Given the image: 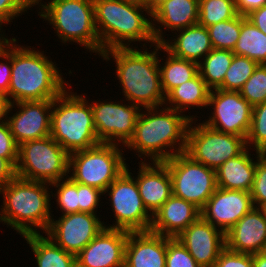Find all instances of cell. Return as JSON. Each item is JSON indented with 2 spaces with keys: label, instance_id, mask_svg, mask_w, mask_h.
<instances>
[{
  "label": "cell",
  "instance_id": "cell-9",
  "mask_svg": "<svg viewBox=\"0 0 266 267\" xmlns=\"http://www.w3.org/2000/svg\"><path fill=\"white\" fill-rule=\"evenodd\" d=\"M122 151L117 144L100 143L71 153L69 172L72 174L69 177L74 182L93 186L104 192L127 167Z\"/></svg>",
  "mask_w": 266,
  "mask_h": 267
},
{
  "label": "cell",
  "instance_id": "cell-23",
  "mask_svg": "<svg viewBox=\"0 0 266 267\" xmlns=\"http://www.w3.org/2000/svg\"><path fill=\"white\" fill-rule=\"evenodd\" d=\"M200 216L201 212L198 207L172 195L153 215L150 231L176 238Z\"/></svg>",
  "mask_w": 266,
  "mask_h": 267
},
{
  "label": "cell",
  "instance_id": "cell-44",
  "mask_svg": "<svg viewBox=\"0 0 266 267\" xmlns=\"http://www.w3.org/2000/svg\"><path fill=\"white\" fill-rule=\"evenodd\" d=\"M30 9L25 0H0V26Z\"/></svg>",
  "mask_w": 266,
  "mask_h": 267
},
{
  "label": "cell",
  "instance_id": "cell-21",
  "mask_svg": "<svg viewBox=\"0 0 266 267\" xmlns=\"http://www.w3.org/2000/svg\"><path fill=\"white\" fill-rule=\"evenodd\" d=\"M140 161L136 182L143 204L153 216L173 195L172 179L164 162Z\"/></svg>",
  "mask_w": 266,
  "mask_h": 267
},
{
  "label": "cell",
  "instance_id": "cell-54",
  "mask_svg": "<svg viewBox=\"0 0 266 267\" xmlns=\"http://www.w3.org/2000/svg\"><path fill=\"white\" fill-rule=\"evenodd\" d=\"M128 1H133V2L140 3V4H142V3H143V0H128Z\"/></svg>",
  "mask_w": 266,
  "mask_h": 267
},
{
  "label": "cell",
  "instance_id": "cell-10",
  "mask_svg": "<svg viewBox=\"0 0 266 267\" xmlns=\"http://www.w3.org/2000/svg\"><path fill=\"white\" fill-rule=\"evenodd\" d=\"M164 163L172 179L173 195L201 210L217 189L216 171L194 161L185 152L174 155Z\"/></svg>",
  "mask_w": 266,
  "mask_h": 267
},
{
  "label": "cell",
  "instance_id": "cell-37",
  "mask_svg": "<svg viewBox=\"0 0 266 267\" xmlns=\"http://www.w3.org/2000/svg\"><path fill=\"white\" fill-rule=\"evenodd\" d=\"M50 185L57 188L56 194L52 197L57 198L56 203L61 209L62 215L79 212L77 182H74L68 175L64 180L53 182Z\"/></svg>",
  "mask_w": 266,
  "mask_h": 267
},
{
  "label": "cell",
  "instance_id": "cell-11",
  "mask_svg": "<svg viewBox=\"0 0 266 267\" xmlns=\"http://www.w3.org/2000/svg\"><path fill=\"white\" fill-rule=\"evenodd\" d=\"M187 132L185 153L194 161L217 170L230 158L238 156L247 146L246 140L235 134L219 132L204 123L192 126Z\"/></svg>",
  "mask_w": 266,
  "mask_h": 267
},
{
  "label": "cell",
  "instance_id": "cell-28",
  "mask_svg": "<svg viewBox=\"0 0 266 267\" xmlns=\"http://www.w3.org/2000/svg\"><path fill=\"white\" fill-rule=\"evenodd\" d=\"M32 249L38 267H77L76 256L41 234L22 236Z\"/></svg>",
  "mask_w": 266,
  "mask_h": 267
},
{
  "label": "cell",
  "instance_id": "cell-13",
  "mask_svg": "<svg viewBox=\"0 0 266 267\" xmlns=\"http://www.w3.org/2000/svg\"><path fill=\"white\" fill-rule=\"evenodd\" d=\"M207 106H213V113L202 123L219 132L235 134L246 140L253 107L240 92L212 89Z\"/></svg>",
  "mask_w": 266,
  "mask_h": 267
},
{
  "label": "cell",
  "instance_id": "cell-4",
  "mask_svg": "<svg viewBox=\"0 0 266 267\" xmlns=\"http://www.w3.org/2000/svg\"><path fill=\"white\" fill-rule=\"evenodd\" d=\"M93 5L101 54L112 48H129L135 41L157 44L151 18L142 15L144 11L150 17L151 14L142 4L128 0H93Z\"/></svg>",
  "mask_w": 266,
  "mask_h": 267
},
{
  "label": "cell",
  "instance_id": "cell-55",
  "mask_svg": "<svg viewBox=\"0 0 266 267\" xmlns=\"http://www.w3.org/2000/svg\"><path fill=\"white\" fill-rule=\"evenodd\" d=\"M5 92L0 88V96H5Z\"/></svg>",
  "mask_w": 266,
  "mask_h": 267
},
{
  "label": "cell",
  "instance_id": "cell-24",
  "mask_svg": "<svg viewBox=\"0 0 266 267\" xmlns=\"http://www.w3.org/2000/svg\"><path fill=\"white\" fill-rule=\"evenodd\" d=\"M199 0H167L151 15L153 35L157 44L164 42L162 25L167 30L177 31L196 25L199 21ZM156 21V22H155ZM155 22V23H154ZM158 27V28H157Z\"/></svg>",
  "mask_w": 266,
  "mask_h": 267
},
{
  "label": "cell",
  "instance_id": "cell-30",
  "mask_svg": "<svg viewBox=\"0 0 266 267\" xmlns=\"http://www.w3.org/2000/svg\"><path fill=\"white\" fill-rule=\"evenodd\" d=\"M232 52L258 64H266V34L246 19V16L241 15V30Z\"/></svg>",
  "mask_w": 266,
  "mask_h": 267
},
{
  "label": "cell",
  "instance_id": "cell-36",
  "mask_svg": "<svg viewBox=\"0 0 266 267\" xmlns=\"http://www.w3.org/2000/svg\"><path fill=\"white\" fill-rule=\"evenodd\" d=\"M253 107L266 102V64H259L239 91Z\"/></svg>",
  "mask_w": 266,
  "mask_h": 267
},
{
  "label": "cell",
  "instance_id": "cell-47",
  "mask_svg": "<svg viewBox=\"0 0 266 267\" xmlns=\"http://www.w3.org/2000/svg\"><path fill=\"white\" fill-rule=\"evenodd\" d=\"M15 176V167L7 159L0 157V187L5 186Z\"/></svg>",
  "mask_w": 266,
  "mask_h": 267
},
{
  "label": "cell",
  "instance_id": "cell-6",
  "mask_svg": "<svg viewBox=\"0 0 266 267\" xmlns=\"http://www.w3.org/2000/svg\"><path fill=\"white\" fill-rule=\"evenodd\" d=\"M50 136L69 154L101 143L97 138L91 103L85 96L65 89L53 99Z\"/></svg>",
  "mask_w": 266,
  "mask_h": 267
},
{
  "label": "cell",
  "instance_id": "cell-43",
  "mask_svg": "<svg viewBox=\"0 0 266 267\" xmlns=\"http://www.w3.org/2000/svg\"><path fill=\"white\" fill-rule=\"evenodd\" d=\"M0 58L6 60V63L0 61V88L7 93L11 79L12 68V39H7L0 49ZM2 62V63H1ZM8 62V63H7Z\"/></svg>",
  "mask_w": 266,
  "mask_h": 267
},
{
  "label": "cell",
  "instance_id": "cell-29",
  "mask_svg": "<svg viewBox=\"0 0 266 267\" xmlns=\"http://www.w3.org/2000/svg\"><path fill=\"white\" fill-rule=\"evenodd\" d=\"M159 49L168 53L165 65L162 67L159 63L161 86L166 96L175 87L194 78L199 73V64L174 56L161 44Z\"/></svg>",
  "mask_w": 266,
  "mask_h": 267
},
{
  "label": "cell",
  "instance_id": "cell-49",
  "mask_svg": "<svg viewBox=\"0 0 266 267\" xmlns=\"http://www.w3.org/2000/svg\"><path fill=\"white\" fill-rule=\"evenodd\" d=\"M167 0H143L142 5L148 10L152 15L163 3Z\"/></svg>",
  "mask_w": 266,
  "mask_h": 267
},
{
  "label": "cell",
  "instance_id": "cell-2",
  "mask_svg": "<svg viewBox=\"0 0 266 267\" xmlns=\"http://www.w3.org/2000/svg\"><path fill=\"white\" fill-rule=\"evenodd\" d=\"M158 109L145 108L147 113H139L134 134L125 146L136 150L140 158L145 155L152 162H165L185 152L188 128L194 117L167 107Z\"/></svg>",
  "mask_w": 266,
  "mask_h": 267
},
{
  "label": "cell",
  "instance_id": "cell-45",
  "mask_svg": "<svg viewBox=\"0 0 266 267\" xmlns=\"http://www.w3.org/2000/svg\"><path fill=\"white\" fill-rule=\"evenodd\" d=\"M254 26L266 34V4L246 15Z\"/></svg>",
  "mask_w": 266,
  "mask_h": 267
},
{
  "label": "cell",
  "instance_id": "cell-1",
  "mask_svg": "<svg viewBox=\"0 0 266 267\" xmlns=\"http://www.w3.org/2000/svg\"><path fill=\"white\" fill-rule=\"evenodd\" d=\"M150 53L147 48L143 51L136 47L108 49L100 56L103 60H110L111 56L116 63L117 79L121 83L126 101L142 108L162 107L165 95L161 86L159 69V44Z\"/></svg>",
  "mask_w": 266,
  "mask_h": 267
},
{
  "label": "cell",
  "instance_id": "cell-8",
  "mask_svg": "<svg viewBox=\"0 0 266 267\" xmlns=\"http://www.w3.org/2000/svg\"><path fill=\"white\" fill-rule=\"evenodd\" d=\"M16 176L51 184L69 173V153L51 136L19 145Z\"/></svg>",
  "mask_w": 266,
  "mask_h": 267
},
{
  "label": "cell",
  "instance_id": "cell-3",
  "mask_svg": "<svg viewBox=\"0 0 266 267\" xmlns=\"http://www.w3.org/2000/svg\"><path fill=\"white\" fill-rule=\"evenodd\" d=\"M16 41L12 38L11 79L5 96L11 103L58 97L67 87L59 68L43 51L20 46Z\"/></svg>",
  "mask_w": 266,
  "mask_h": 267
},
{
  "label": "cell",
  "instance_id": "cell-48",
  "mask_svg": "<svg viewBox=\"0 0 266 267\" xmlns=\"http://www.w3.org/2000/svg\"><path fill=\"white\" fill-rule=\"evenodd\" d=\"M13 106L14 103H11L6 96H0V124L7 122L8 113L12 111Z\"/></svg>",
  "mask_w": 266,
  "mask_h": 267
},
{
  "label": "cell",
  "instance_id": "cell-31",
  "mask_svg": "<svg viewBox=\"0 0 266 267\" xmlns=\"http://www.w3.org/2000/svg\"><path fill=\"white\" fill-rule=\"evenodd\" d=\"M234 53L231 50L212 49L199 63V73L207 87L218 89L230 67Z\"/></svg>",
  "mask_w": 266,
  "mask_h": 267
},
{
  "label": "cell",
  "instance_id": "cell-16",
  "mask_svg": "<svg viewBox=\"0 0 266 267\" xmlns=\"http://www.w3.org/2000/svg\"><path fill=\"white\" fill-rule=\"evenodd\" d=\"M253 208L250 192L217 187L200 212L204 220L225 234Z\"/></svg>",
  "mask_w": 266,
  "mask_h": 267
},
{
  "label": "cell",
  "instance_id": "cell-38",
  "mask_svg": "<svg viewBox=\"0 0 266 267\" xmlns=\"http://www.w3.org/2000/svg\"><path fill=\"white\" fill-rule=\"evenodd\" d=\"M165 267H201L177 238L167 237Z\"/></svg>",
  "mask_w": 266,
  "mask_h": 267
},
{
  "label": "cell",
  "instance_id": "cell-40",
  "mask_svg": "<svg viewBox=\"0 0 266 267\" xmlns=\"http://www.w3.org/2000/svg\"><path fill=\"white\" fill-rule=\"evenodd\" d=\"M19 145L16 143L8 122L0 124V157L7 159L14 167L18 161Z\"/></svg>",
  "mask_w": 266,
  "mask_h": 267
},
{
  "label": "cell",
  "instance_id": "cell-5",
  "mask_svg": "<svg viewBox=\"0 0 266 267\" xmlns=\"http://www.w3.org/2000/svg\"><path fill=\"white\" fill-rule=\"evenodd\" d=\"M48 186L51 185L15 176L0 187V194L4 198L0 222L11 226L23 236L40 234L37 227L46 233L52 219Z\"/></svg>",
  "mask_w": 266,
  "mask_h": 267
},
{
  "label": "cell",
  "instance_id": "cell-35",
  "mask_svg": "<svg viewBox=\"0 0 266 267\" xmlns=\"http://www.w3.org/2000/svg\"><path fill=\"white\" fill-rule=\"evenodd\" d=\"M266 154V102L253 106L246 146ZM254 145V146H253Z\"/></svg>",
  "mask_w": 266,
  "mask_h": 267
},
{
  "label": "cell",
  "instance_id": "cell-14",
  "mask_svg": "<svg viewBox=\"0 0 266 267\" xmlns=\"http://www.w3.org/2000/svg\"><path fill=\"white\" fill-rule=\"evenodd\" d=\"M91 103L98 140L101 143L117 145L120 142L125 147L134 134L142 108L132 103L123 104L105 100Z\"/></svg>",
  "mask_w": 266,
  "mask_h": 267
},
{
  "label": "cell",
  "instance_id": "cell-50",
  "mask_svg": "<svg viewBox=\"0 0 266 267\" xmlns=\"http://www.w3.org/2000/svg\"><path fill=\"white\" fill-rule=\"evenodd\" d=\"M253 267H266V251L253 254Z\"/></svg>",
  "mask_w": 266,
  "mask_h": 267
},
{
  "label": "cell",
  "instance_id": "cell-20",
  "mask_svg": "<svg viewBox=\"0 0 266 267\" xmlns=\"http://www.w3.org/2000/svg\"><path fill=\"white\" fill-rule=\"evenodd\" d=\"M225 247L251 255L266 251V218L260 208L254 207L225 233Z\"/></svg>",
  "mask_w": 266,
  "mask_h": 267
},
{
  "label": "cell",
  "instance_id": "cell-26",
  "mask_svg": "<svg viewBox=\"0 0 266 267\" xmlns=\"http://www.w3.org/2000/svg\"><path fill=\"white\" fill-rule=\"evenodd\" d=\"M253 160L248 147L227 160L216 170L217 187L251 192L256 171V161Z\"/></svg>",
  "mask_w": 266,
  "mask_h": 267
},
{
  "label": "cell",
  "instance_id": "cell-42",
  "mask_svg": "<svg viewBox=\"0 0 266 267\" xmlns=\"http://www.w3.org/2000/svg\"><path fill=\"white\" fill-rule=\"evenodd\" d=\"M214 267H253V256L234 252L225 247L219 254Z\"/></svg>",
  "mask_w": 266,
  "mask_h": 267
},
{
  "label": "cell",
  "instance_id": "cell-27",
  "mask_svg": "<svg viewBox=\"0 0 266 267\" xmlns=\"http://www.w3.org/2000/svg\"><path fill=\"white\" fill-rule=\"evenodd\" d=\"M210 89L198 73L194 78L172 89L165 97L167 108L184 112L183 109L196 107H207Z\"/></svg>",
  "mask_w": 266,
  "mask_h": 267
},
{
  "label": "cell",
  "instance_id": "cell-12",
  "mask_svg": "<svg viewBox=\"0 0 266 267\" xmlns=\"http://www.w3.org/2000/svg\"><path fill=\"white\" fill-rule=\"evenodd\" d=\"M128 167L106 188L114 212L115 225L109 229H122L129 232L150 231L153 216L149 214L139 194L136 178ZM110 190V191H109Z\"/></svg>",
  "mask_w": 266,
  "mask_h": 267
},
{
  "label": "cell",
  "instance_id": "cell-25",
  "mask_svg": "<svg viewBox=\"0 0 266 267\" xmlns=\"http://www.w3.org/2000/svg\"><path fill=\"white\" fill-rule=\"evenodd\" d=\"M178 31L179 35L173 42L166 39L161 43L174 56L199 64L200 58L203 59L213 49L207 27L196 24Z\"/></svg>",
  "mask_w": 266,
  "mask_h": 267
},
{
  "label": "cell",
  "instance_id": "cell-34",
  "mask_svg": "<svg viewBox=\"0 0 266 267\" xmlns=\"http://www.w3.org/2000/svg\"><path fill=\"white\" fill-rule=\"evenodd\" d=\"M259 64L245 56L235 55L228 68L224 81L218 89L240 91Z\"/></svg>",
  "mask_w": 266,
  "mask_h": 267
},
{
  "label": "cell",
  "instance_id": "cell-41",
  "mask_svg": "<svg viewBox=\"0 0 266 267\" xmlns=\"http://www.w3.org/2000/svg\"><path fill=\"white\" fill-rule=\"evenodd\" d=\"M79 212H87L97 214V209L100 197L103 193L100 189L77 183Z\"/></svg>",
  "mask_w": 266,
  "mask_h": 267
},
{
  "label": "cell",
  "instance_id": "cell-18",
  "mask_svg": "<svg viewBox=\"0 0 266 267\" xmlns=\"http://www.w3.org/2000/svg\"><path fill=\"white\" fill-rule=\"evenodd\" d=\"M52 102L53 99L15 103L19 111L7 122L18 145L50 136Z\"/></svg>",
  "mask_w": 266,
  "mask_h": 267
},
{
  "label": "cell",
  "instance_id": "cell-52",
  "mask_svg": "<svg viewBox=\"0 0 266 267\" xmlns=\"http://www.w3.org/2000/svg\"><path fill=\"white\" fill-rule=\"evenodd\" d=\"M3 27L0 26V33H1V29ZM5 34L2 35V33L0 34V49L2 48L3 44L5 43V41L8 39V38H5L4 37Z\"/></svg>",
  "mask_w": 266,
  "mask_h": 267
},
{
  "label": "cell",
  "instance_id": "cell-39",
  "mask_svg": "<svg viewBox=\"0 0 266 267\" xmlns=\"http://www.w3.org/2000/svg\"><path fill=\"white\" fill-rule=\"evenodd\" d=\"M256 155V171L250 193L254 207L261 208L266 204V154L256 151Z\"/></svg>",
  "mask_w": 266,
  "mask_h": 267
},
{
  "label": "cell",
  "instance_id": "cell-46",
  "mask_svg": "<svg viewBox=\"0 0 266 267\" xmlns=\"http://www.w3.org/2000/svg\"><path fill=\"white\" fill-rule=\"evenodd\" d=\"M266 4V0H235L238 14L246 16Z\"/></svg>",
  "mask_w": 266,
  "mask_h": 267
},
{
  "label": "cell",
  "instance_id": "cell-22",
  "mask_svg": "<svg viewBox=\"0 0 266 267\" xmlns=\"http://www.w3.org/2000/svg\"><path fill=\"white\" fill-rule=\"evenodd\" d=\"M167 237L151 231L129 232L124 267H165Z\"/></svg>",
  "mask_w": 266,
  "mask_h": 267
},
{
  "label": "cell",
  "instance_id": "cell-32",
  "mask_svg": "<svg viewBox=\"0 0 266 267\" xmlns=\"http://www.w3.org/2000/svg\"><path fill=\"white\" fill-rule=\"evenodd\" d=\"M198 24L204 27L231 20L238 15L235 0H199Z\"/></svg>",
  "mask_w": 266,
  "mask_h": 267
},
{
  "label": "cell",
  "instance_id": "cell-15",
  "mask_svg": "<svg viewBox=\"0 0 266 267\" xmlns=\"http://www.w3.org/2000/svg\"><path fill=\"white\" fill-rule=\"evenodd\" d=\"M104 228L96 214L77 212L61 215L56 221L52 217L45 234L57 246L76 256Z\"/></svg>",
  "mask_w": 266,
  "mask_h": 267
},
{
  "label": "cell",
  "instance_id": "cell-17",
  "mask_svg": "<svg viewBox=\"0 0 266 267\" xmlns=\"http://www.w3.org/2000/svg\"><path fill=\"white\" fill-rule=\"evenodd\" d=\"M129 231L104 228L77 255V267H124Z\"/></svg>",
  "mask_w": 266,
  "mask_h": 267
},
{
  "label": "cell",
  "instance_id": "cell-19",
  "mask_svg": "<svg viewBox=\"0 0 266 267\" xmlns=\"http://www.w3.org/2000/svg\"><path fill=\"white\" fill-rule=\"evenodd\" d=\"M176 238L201 267H214L225 248V234L201 216Z\"/></svg>",
  "mask_w": 266,
  "mask_h": 267
},
{
  "label": "cell",
  "instance_id": "cell-33",
  "mask_svg": "<svg viewBox=\"0 0 266 267\" xmlns=\"http://www.w3.org/2000/svg\"><path fill=\"white\" fill-rule=\"evenodd\" d=\"M214 49L233 51L241 30V15L207 27Z\"/></svg>",
  "mask_w": 266,
  "mask_h": 267
},
{
  "label": "cell",
  "instance_id": "cell-7",
  "mask_svg": "<svg viewBox=\"0 0 266 267\" xmlns=\"http://www.w3.org/2000/svg\"><path fill=\"white\" fill-rule=\"evenodd\" d=\"M39 6V16L52 24L63 43L76 42L101 55L93 0H51Z\"/></svg>",
  "mask_w": 266,
  "mask_h": 267
},
{
  "label": "cell",
  "instance_id": "cell-51",
  "mask_svg": "<svg viewBox=\"0 0 266 267\" xmlns=\"http://www.w3.org/2000/svg\"><path fill=\"white\" fill-rule=\"evenodd\" d=\"M27 2V4L30 6V8L35 5H41V2L42 0H25Z\"/></svg>",
  "mask_w": 266,
  "mask_h": 267
},
{
  "label": "cell",
  "instance_id": "cell-53",
  "mask_svg": "<svg viewBox=\"0 0 266 267\" xmlns=\"http://www.w3.org/2000/svg\"><path fill=\"white\" fill-rule=\"evenodd\" d=\"M260 209L263 211L264 216H265V218H266V204L263 205Z\"/></svg>",
  "mask_w": 266,
  "mask_h": 267
}]
</instances>
